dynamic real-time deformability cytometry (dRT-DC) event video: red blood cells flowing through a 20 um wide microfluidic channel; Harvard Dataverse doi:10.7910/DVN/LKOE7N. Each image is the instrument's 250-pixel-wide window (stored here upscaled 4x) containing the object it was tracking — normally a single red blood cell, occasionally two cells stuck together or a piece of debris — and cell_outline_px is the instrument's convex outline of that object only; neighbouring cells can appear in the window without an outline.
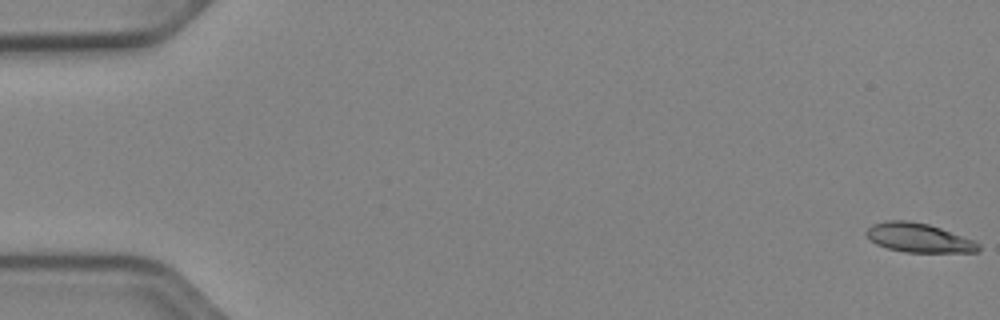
{"species": "Egyptian fruit bat (a non-hibernating species)", "species_latin": "Rousettus aegyptiacus", "temperature_condition": "cold", "stored_images_in_passage": 53, "camera_frame_rate_fps": 3000, "um_per_image_px": 0.085, "animal": {"sex": "female"}, "frame": {"image": 1, "passage_image": 1, "time_ms": 0.0, "image_size_px": [1000, 320], "cell_outline_px": [[980, 248], [976, 252], [904, 252], [888, 248], [876, 244], [864, 232], [872, 224], [884, 220], [908, 220], [928, 224], [976, 240], [980, 244]], "centroid_in_image_um": [78.1, 20.2], "position_along_channel_um": 6.9, "area_um2": 19.07}}
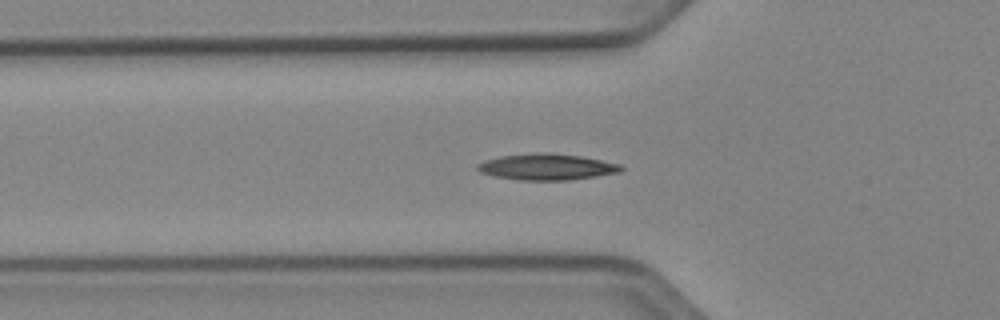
{"frame": {"image": 2, "passage_image": 19, "time_ms": 6.0, "image_size_px": [1000, 320], "cell_outline_px": [[624, 168], [620, 172], [596, 176], [568, 180], [520, 180], [492, 176], [480, 172], [476, 168], [476, 164], [484, 160], [500, 156], [540, 152], [548, 152], [580, 156], [620, 164]], "centroid_in_image_um": [46.43, 14.18], "position_along_channel_um": 79.4, "area_um2": 21.96}}
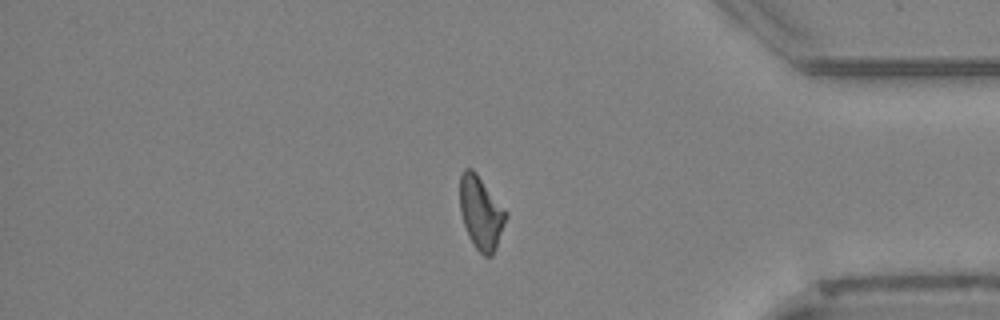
{"frame": {"image": 3, "passage_image": 45, "time_ms": 14.667, "image_size_px": [1000, 320], "cell_outline_px": [[508, 216], [496, 248], [492, 256], [484, 256], [472, 244], [468, 236], [460, 212], [460, 176], [464, 168], [472, 168], [476, 172], [508, 212]], "centroid_in_image_um": [40.89, 18.08], "position_along_channel_um": 394.3, "area_um2": 19.77}, "authors_computed_cell_mechanics": {"area_um2": 19.652, "velocity_mm_per_s": 3.9071, "shape_relaxation_time_tau1_ms": 5.3409, "shape_relaxation_time_tau2_ms": 7.8897, "deformation_change_tau1": 0.1563, "deformation_change_tau2": 0.1671}}